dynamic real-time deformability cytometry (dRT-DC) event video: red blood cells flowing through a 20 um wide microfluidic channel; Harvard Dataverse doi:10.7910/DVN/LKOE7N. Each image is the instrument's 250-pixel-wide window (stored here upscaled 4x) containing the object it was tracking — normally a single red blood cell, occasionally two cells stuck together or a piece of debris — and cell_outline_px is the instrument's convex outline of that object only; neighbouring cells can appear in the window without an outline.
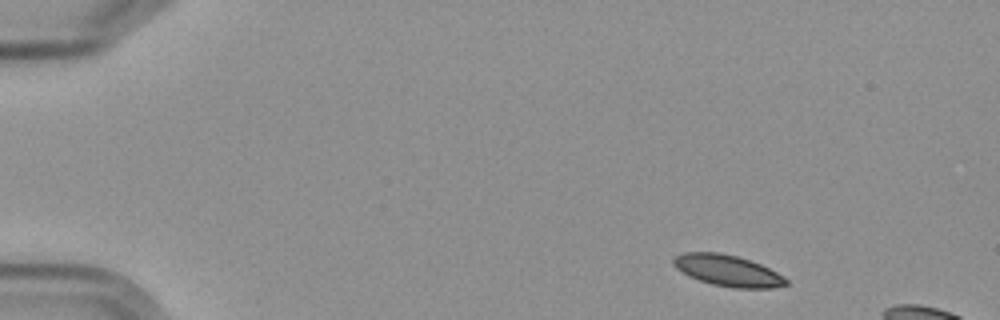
{"species": "Egyptian fruit bat (a non-hibernating species)", "species_latin": "Rousettus aegyptiacus", "temperature_condition": "cold", "stored_images_in_passage": 4, "camera_frame_rate_fps": 3000, "um_per_image_px": 0.085, "frame": {"image": 1, "passage_image": 1, "time_ms": 0.0, "image_size_px": [1000, 320], "cell_outline_px": [[788, 284], [772, 288], [732, 288], [712, 284], [688, 276], [676, 268], [672, 264], [672, 260], [676, 256], [684, 252], [720, 252], [736, 256], [760, 264], [784, 276], [788, 280]], "centroid_in_image_um": [61.84, 23.0], "position_along_channel_um": 23.2, "area_um2": 20.46}}